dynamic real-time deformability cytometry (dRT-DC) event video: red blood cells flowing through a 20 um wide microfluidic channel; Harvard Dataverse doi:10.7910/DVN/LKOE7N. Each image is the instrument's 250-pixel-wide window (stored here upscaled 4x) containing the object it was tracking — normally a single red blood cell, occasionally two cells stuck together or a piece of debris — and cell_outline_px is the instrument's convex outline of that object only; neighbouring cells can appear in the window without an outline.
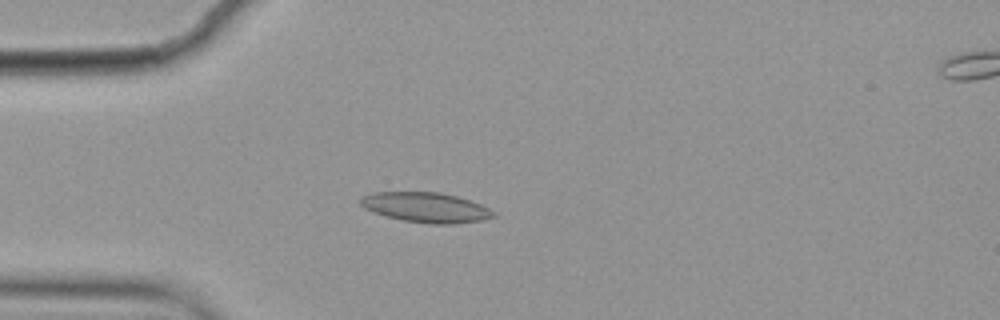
{"species": "common noctule bat (a hibernating species)", "species_latin": "Nyctalus noctula", "temperature_condition": "cold", "stored_images_in_passage": 6, "camera_frame_rate_fps": 3000, "um_per_image_px": 0.085, "animal": {"sex": "female", "body_mass_g": 19.9}, "frame": {"image": 1, "passage_image": 5, "time_ms": 1.333, "image_size_px": [1000, 320], "cell_outline_px": [[496, 216], [480, 220], [452, 224], [432, 224], [404, 220], [372, 212], [364, 208], [360, 204], [360, 196], [372, 192], [440, 192], [456, 196], [480, 204], [496, 212]], "centroid_in_image_um": [36.17, 17.62], "position_along_channel_um": 48.8, "area_um2": 23.12}}